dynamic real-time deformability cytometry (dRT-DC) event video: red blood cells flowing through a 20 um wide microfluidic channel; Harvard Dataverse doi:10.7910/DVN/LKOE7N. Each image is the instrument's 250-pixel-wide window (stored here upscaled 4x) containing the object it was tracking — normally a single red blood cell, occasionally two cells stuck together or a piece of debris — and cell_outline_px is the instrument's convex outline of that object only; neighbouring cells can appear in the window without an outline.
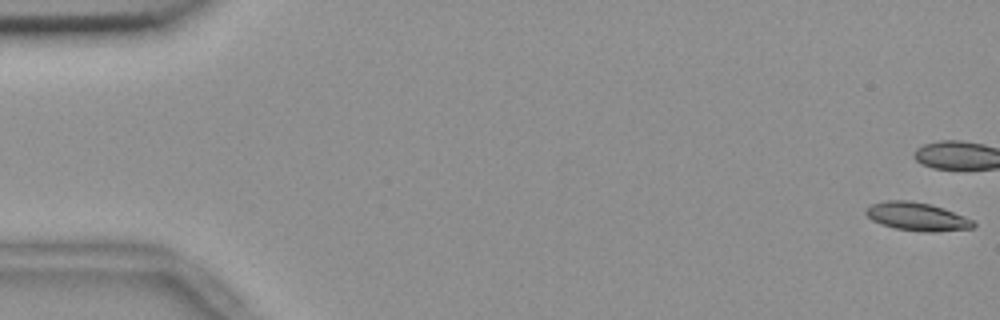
{"species": "common noctule bat (a hibernating species)", "species_latin": "Nyctalus noctula", "temperature_condition": "room temperature", "stored_images_in_passage": 14, "camera_frame_rate_fps": 3000, "um_per_image_px": 0.085, "animal": {"sex": "female", "body_mass_g": 18.4}, "frame": {"image": 1, "passage_image": 1, "time_ms": 0.0, "image_size_px": [1000, 320], "cell_outline_px": [[976, 224], [972, 228], [932, 232], [928, 232], [896, 228], [880, 224], [872, 220], [864, 212], [864, 208], [872, 204], [884, 200], [908, 200], [928, 204], [944, 208], [964, 216], [972, 220]], "centroid_in_image_um": [77.91, 18.4], "position_along_channel_um": 7.1, "area_um2": 17.57}}